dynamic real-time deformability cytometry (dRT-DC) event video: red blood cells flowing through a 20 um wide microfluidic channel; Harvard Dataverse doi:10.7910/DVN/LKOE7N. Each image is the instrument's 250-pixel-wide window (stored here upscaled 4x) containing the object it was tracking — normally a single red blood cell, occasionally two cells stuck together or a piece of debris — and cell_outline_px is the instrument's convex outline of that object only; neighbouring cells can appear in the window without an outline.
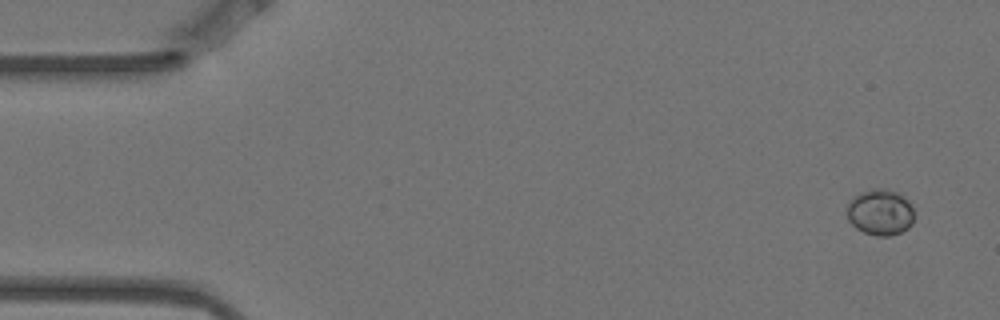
{"species": "Egyptian fruit bat (a non-hibernating species)", "species_latin": "Rousettus aegyptiacus", "temperature_condition": "warm", "stored_images_in_passage": 4, "camera_frame_rate_fps": 3000, "um_per_image_px": 0.085, "animal": {"sex": "female"}, "frame": {"image": 1, "passage_image": 1, "time_ms": 0.0, "image_size_px": [1000, 320], "cell_outline_px": [[912, 224], [908, 228], [892, 236], [876, 236], [864, 232], [856, 228], [848, 220], [848, 204], [860, 192], [872, 188], [884, 188], [896, 192], [908, 200], [912, 208]], "centroid_in_image_um": [74.82, 18.05], "position_along_channel_um": 10.2, "area_um2": 17.86}}
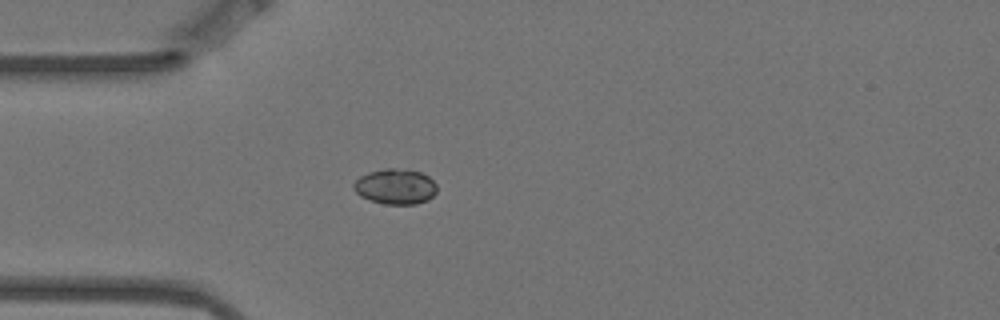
{"frame": {"image": 2, "passage_image": 4, "time_ms": 1.0, "image_size_px": [1000, 320], "cell_outline_px": [[436, 192], [428, 200], [416, 204], [384, 204], [368, 200], [360, 196], [352, 188], [352, 184], [360, 176], [368, 172], [384, 168], [408, 168], [420, 172], [428, 176], [436, 184]], "centroid_in_image_um": [33.59, 15.84], "position_along_channel_um": 51.4, "area_um2": 17.46}}